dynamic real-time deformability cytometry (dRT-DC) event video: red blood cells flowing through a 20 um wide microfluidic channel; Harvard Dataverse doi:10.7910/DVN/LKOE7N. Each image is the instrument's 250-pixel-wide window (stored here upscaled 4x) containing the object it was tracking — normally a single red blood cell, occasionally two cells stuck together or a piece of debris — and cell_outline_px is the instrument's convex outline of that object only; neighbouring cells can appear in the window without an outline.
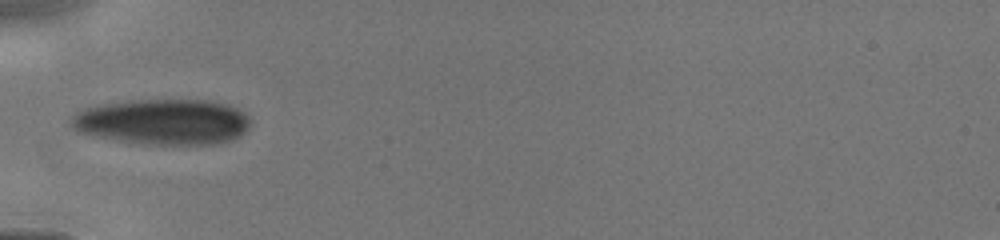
{"species": "human", "species_latin": "Homo sapiens", "temperature_condition": "cold", "stored_images_in_passage": 14, "camera_frame_rate_fps": 3000, "um_per_image_px": 0.085, "donor": {"sex": "male"}, "frame": {"image": 1, "passage_image": 1, "time_ms": 0.0, "image_size_px": [1000, 240], "cell_outline_px": [[252, 120], [248, 128], [240, 136], [216, 144], [148, 144], [92, 136], [80, 132], [68, 120], [76, 112], [88, 108], [104, 104], [128, 100], [212, 100], [228, 104], [244, 112]], "centroid_in_image_um": [13.89, 10.34], "position_along_channel_um": 71.1, "area_um2": 47.57}}
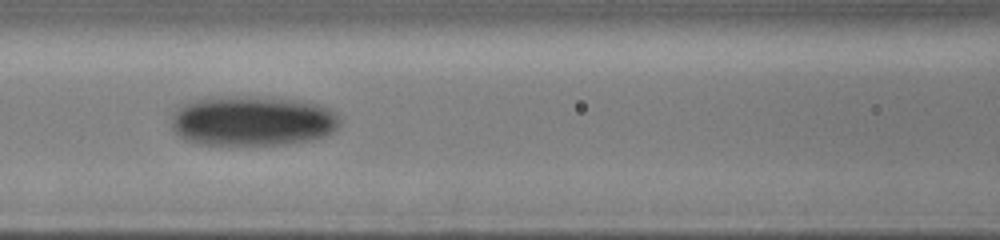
{"frame": {"image": 2, "passage_image": 9, "time_ms": 1.667, "image_size_px": [1000, 240], "cell_outline_px": [[340, 124], [328, 136], [312, 140], [288, 144], [200, 144], [184, 140], [172, 128], [172, 112], [176, 108], [184, 104], [208, 96], [256, 96], [296, 100], [316, 104], [328, 108], [336, 112], [340, 120]], "centroid_in_image_um": [21.45, 10.27], "position_along_channel_um": 145.1, "area_um2": 49.53}}
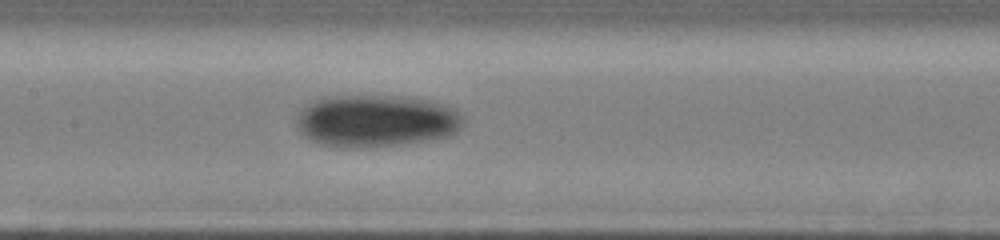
{"frame": {"image": 3, "passage_image": 12, "time_ms": 2.333, "image_size_px": [1000, 240], "cell_outline_px": [[464, 120], [460, 128], [456, 132], [448, 136], [400, 144], [368, 148], [344, 148], [320, 144], [304, 136], [300, 132], [296, 124], [296, 112], [300, 108], [312, 100], [324, 96], [396, 96], [424, 100], [440, 104], [452, 108]], "centroid_in_image_um": [31.85, 10.28], "position_along_channel_um": 175.5, "area_um2": 50.81}}